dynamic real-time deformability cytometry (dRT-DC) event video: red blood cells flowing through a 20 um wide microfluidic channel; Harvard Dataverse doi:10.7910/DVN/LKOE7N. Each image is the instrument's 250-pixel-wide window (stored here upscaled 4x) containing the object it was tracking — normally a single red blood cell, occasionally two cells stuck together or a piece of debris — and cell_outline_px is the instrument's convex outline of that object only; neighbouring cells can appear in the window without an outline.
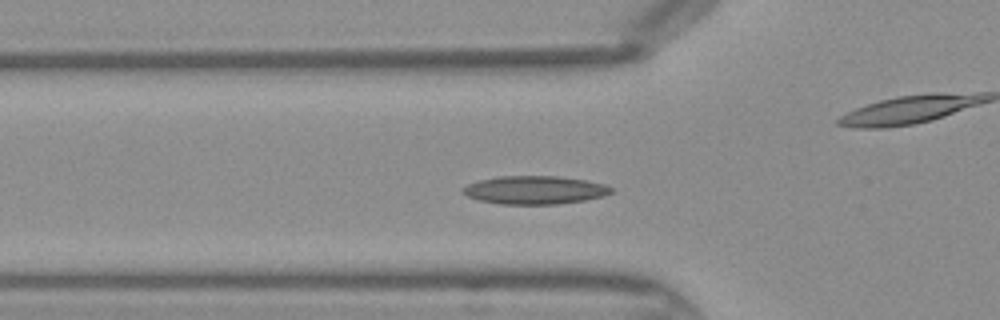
{"species": "Egyptian fruit bat (a non-hibernating species)", "species_latin": "Rousettus aegyptiacus", "temperature_condition": "warm", "stored_images_in_passage": 44, "camera_frame_rate_fps": 3000, "um_per_image_px": 0.085, "frame": {"image": 1, "passage_image": 13, "time_ms": 4.0, "image_size_px": [1000, 320], "cell_outline_px": [[616, 188], [612, 192], [604, 196], [584, 200], [556, 204], [500, 204], [480, 200], [468, 196], [460, 192], [460, 188], [476, 180], [500, 176], [556, 176], [584, 180], [604, 184]], "centroid_in_image_um": [45.43, 16.15], "position_along_channel_um": 80.4, "area_um2": 24.51}}
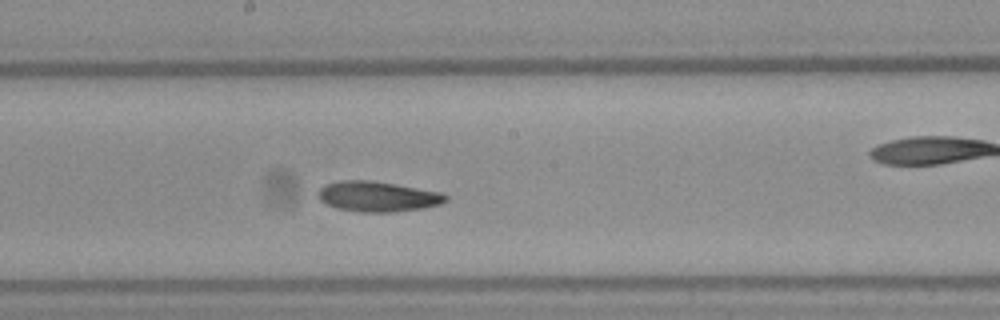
{"frame": {"image": 2, "passage_image": 22, "time_ms": 7.0, "image_size_px": [1000, 320], "cell_outline_px": [[448, 200], [440, 204], [424, 208], [392, 212], [360, 212], [336, 208], [324, 204], [316, 196], [316, 192], [324, 184], [340, 180], [368, 180], [440, 192], [448, 196]], "centroid_in_image_um": [32.03, 16.71], "position_along_channel_um": 216.2, "area_um2": 22.6}}
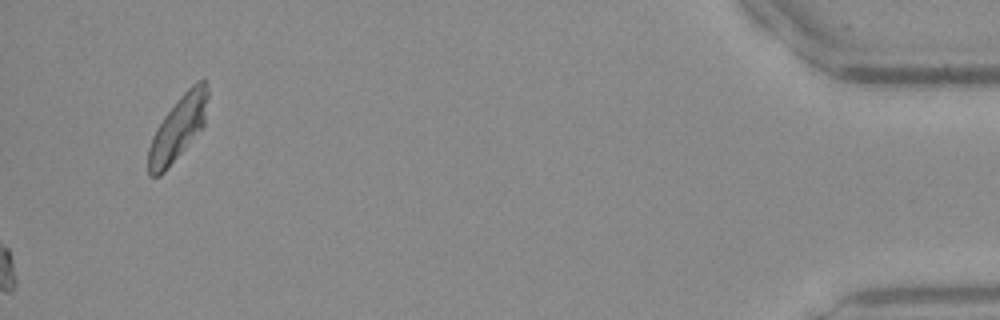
{"frame": {"image": 3, "passage_image": 44, "time_ms": 14.333, "image_size_px": [1000, 320], "cell_outline_px": [[208, 96], [204, 124], [164, 172], [160, 176], [148, 176], [148, 148], [152, 136], [156, 128], [164, 116], [176, 100], [196, 80], [204, 76], [208, 88]], "centroid_in_image_um": [15.12, 10.84], "position_along_channel_um": 420.1, "area_um2": 22.02}}